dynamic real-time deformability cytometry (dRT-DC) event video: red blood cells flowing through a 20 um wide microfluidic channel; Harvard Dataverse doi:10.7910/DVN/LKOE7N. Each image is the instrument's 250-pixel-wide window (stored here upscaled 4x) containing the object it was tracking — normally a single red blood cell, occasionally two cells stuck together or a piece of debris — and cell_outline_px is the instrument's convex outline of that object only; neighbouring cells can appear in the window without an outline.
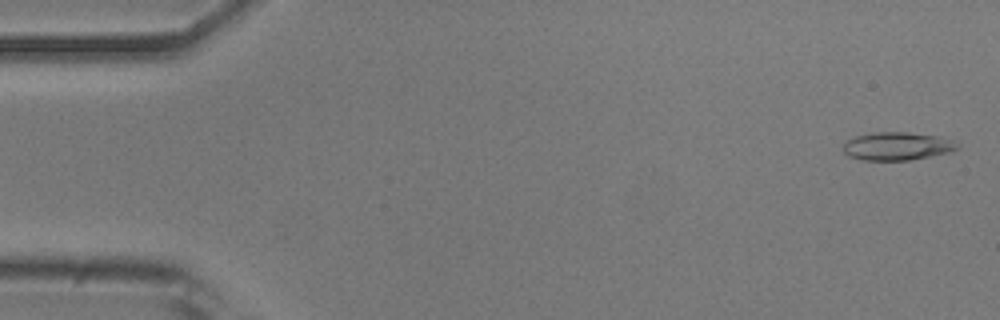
{"species": "common noctule bat (a hibernating species)", "species_latin": "Nyctalus noctula", "temperature_condition": "room temperature", "stored_images_in_passage": 47, "camera_frame_rate_fps": 3000, "um_per_image_px": 0.085, "animal": {"sex": "male", "body_mass_g": 20.5, "forearm_length_mm": 52.5}, "frame": {"image": 1, "passage_image": 2, "time_ms": 0.333, "image_size_px": [1000, 320], "cell_outline_px": [[960, 148], [948, 152], [908, 160], [864, 160], [848, 156], [844, 152], [844, 144], [848, 140], [856, 136], [876, 132], [904, 132], [936, 136], [956, 140]], "centroid_in_image_um": [76.27, 12.42], "position_along_channel_um": 8.7, "area_um2": 18.44}}
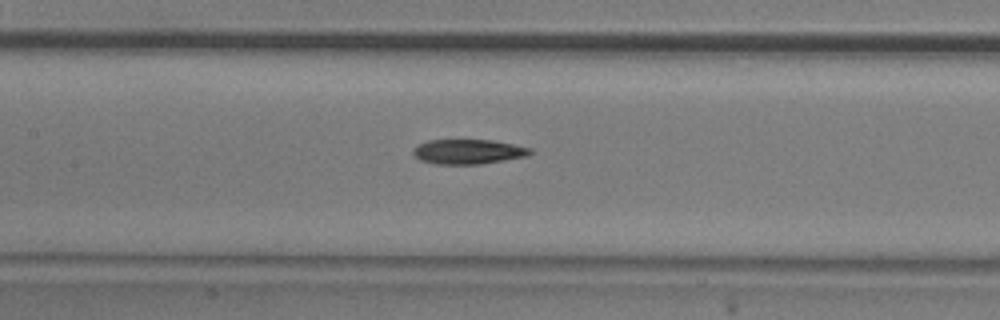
{"frame": {"image": 2, "passage_image": 24, "time_ms": 7.667, "image_size_px": [1000, 320], "cell_outline_px": [[536, 152], [528, 156], [480, 164], [436, 164], [420, 160], [412, 152], [412, 148], [428, 140], [492, 140], [532, 148]], "centroid_in_image_um": [39.83, 12.89], "position_along_channel_um": 167.6, "area_um2": 16.94}}
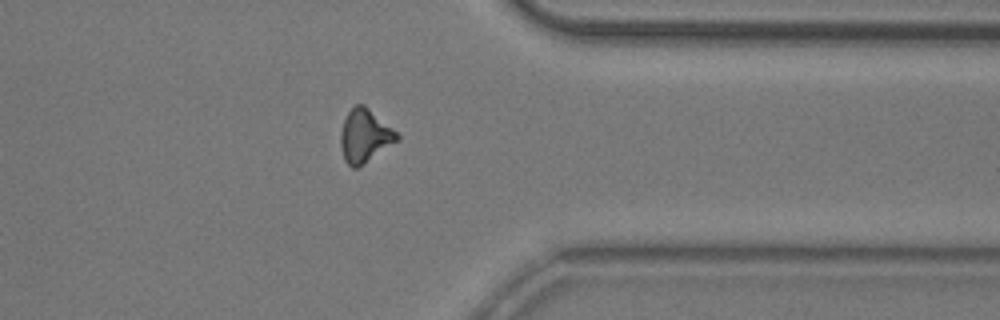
{"frame": {"image": 3, "passage_image": 41, "time_ms": 13.333, "image_size_px": [1000, 320], "cell_outline_px": [[400, 140], [356, 168], [352, 168], [344, 160], [340, 144], [340, 132], [344, 120], [348, 112], [356, 104], [364, 104], [392, 128], [400, 136]], "centroid_in_image_um": [31.0, 11.55], "position_along_channel_um": 380.4, "area_um2": 17.34}, "authors_computed_cell_mechanics": {"area_um2": 17.34, "velocity_mm_per_s": 3.908, "shape_relaxation_time_tau1_ms": null, "shape_relaxation_time_tau2_ms": 8.6013, "deformation_change_tau1": null, "deformation_change_tau2": 0.2197}}